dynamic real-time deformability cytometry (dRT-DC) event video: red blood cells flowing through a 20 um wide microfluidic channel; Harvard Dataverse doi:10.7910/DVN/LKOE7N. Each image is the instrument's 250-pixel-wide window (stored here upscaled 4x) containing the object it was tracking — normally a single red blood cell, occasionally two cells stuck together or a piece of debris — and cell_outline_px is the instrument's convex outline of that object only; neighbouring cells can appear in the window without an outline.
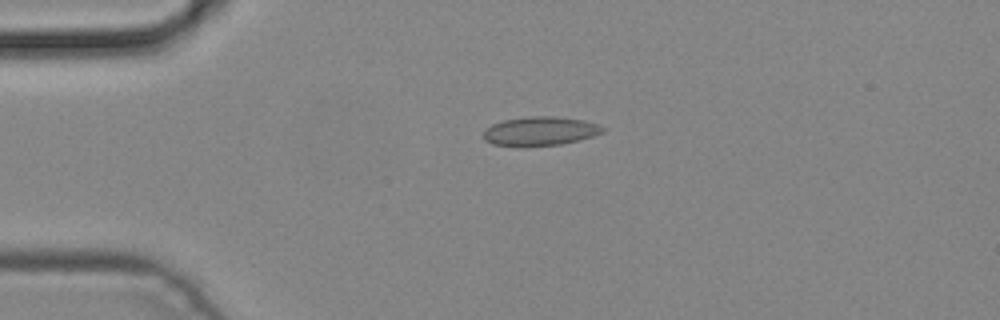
{"species": "common noctule bat (a hibernating species)", "species_latin": "Nyctalus noctula", "temperature_condition": "cold", "stored_images_in_passage": 6, "camera_frame_rate_fps": 3000, "um_per_image_px": 0.085, "animal": {"sex": "male", "body_mass_g": 19.2, "forearm_length_mm": 51.8}, "frame": {"image": 1, "passage_image": 4, "time_ms": 1.0, "image_size_px": [1000, 320], "cell_outline_px": [[604, 132], [580, 140], [560, 144], [520, 148], [492, 144], [484, 140], [484, 128], [492, 124], [504, 120], [528, 116], [552, 116], [584, 120], [596, 124], [604, 128]], "centroid_in_image_um": [45.85, 11.17], "position_along_channel_um": 39.1, "area_um2": 20.46}}
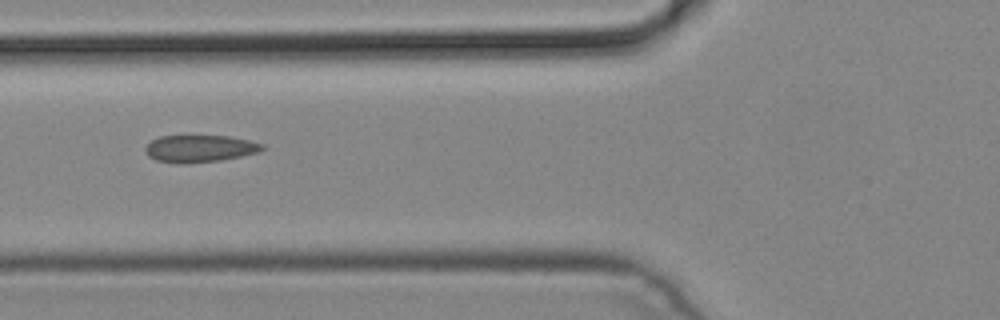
{"frame": {"image": 2, "passage_image": 6, "time_ms": 1.667, "image_size_px": [1000, 320], "cell_outline_px": [[264, 148], [260, 152], [220, 160], [188, 164], [180, 164], [156, 160], [148, 156], [144, 152], [144, 148], [152, 140], [160, 136], [228, 136], [248, 140], [264, 144]], "centroid_in_image_um": [16.96, 12.64], "position_along_channel_um": 108.8, "area_um2": 18.55}}